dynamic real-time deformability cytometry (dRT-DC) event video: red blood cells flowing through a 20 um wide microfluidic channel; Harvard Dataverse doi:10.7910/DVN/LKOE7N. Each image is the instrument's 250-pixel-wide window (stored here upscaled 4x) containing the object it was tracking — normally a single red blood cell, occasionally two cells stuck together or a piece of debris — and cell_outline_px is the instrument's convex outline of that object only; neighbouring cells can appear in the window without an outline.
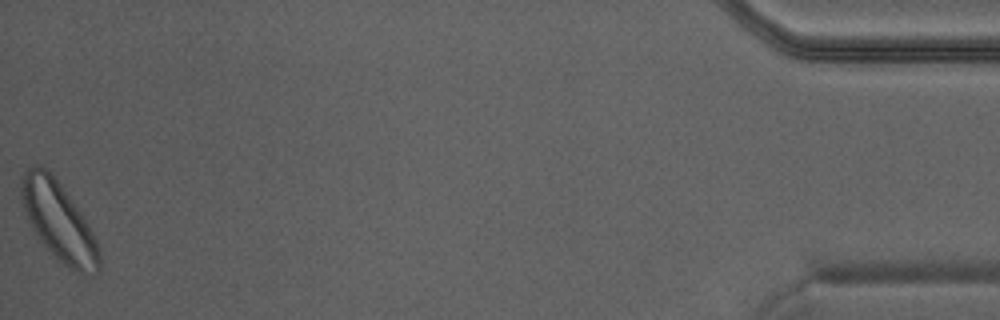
{"species": "Egyptian fruit bat (a non-hibernating species)", "species_latin": "Rousettus aegyptiacus", "temperature_condition": "warm", "stored_images_in_passage": 34, "camera_frame_rate_fps": 3000, "um_per_image_px": 0.085, "animal": {"sex": "male"}, "frame": {"image": 1, "passage_image": 34, "time_ms": 11.0, "image_size_px": [1000, 320], "cell_outline_px": [[100, 272], [84, 276], [60, 264], [52, 256], [32, 228], [24, 208], [20, 192], [20, 176], [28, 168], [36, 164], [48, 168], [60, 184], [80, 212], [88, 224], [100, 248]], "centroid_in_image_um": [5.0, 18.85], "position_along_channel_um": 430.2, "area_um2": 36.01}}